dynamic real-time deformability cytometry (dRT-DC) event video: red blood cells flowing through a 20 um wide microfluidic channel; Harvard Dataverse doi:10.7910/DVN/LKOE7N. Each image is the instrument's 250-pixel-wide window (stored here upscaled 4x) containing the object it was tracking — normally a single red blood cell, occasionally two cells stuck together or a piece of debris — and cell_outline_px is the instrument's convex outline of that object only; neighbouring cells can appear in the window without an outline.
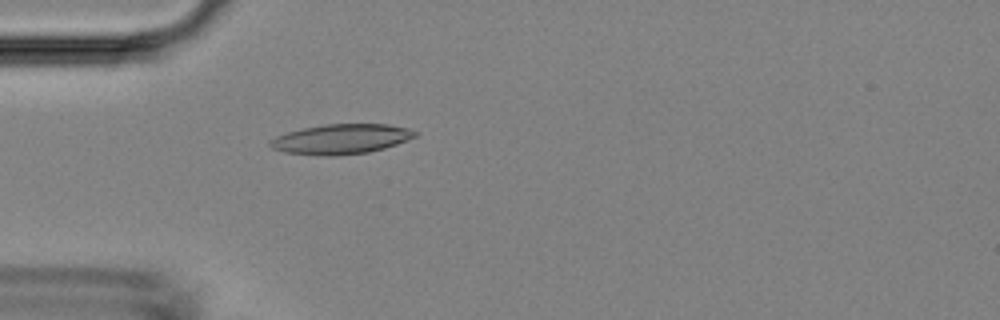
{"species": "Egyptian fruit bat (a non-hibernating species)", "species_latin": "Rousettus aegyptiacus", "temperature_condition": "room temperature", "stored_images_in_passage": 5, "camera_frame_rate_fps": 3000, "um_per_image_px": 0.085, "animal": {"sex": "female"}, "frame": {"image": 1, "passage_image": 5, "time_ms": 4.333, "image_size_px": [1000, 320], "cell_outline_px": [[416, 136], [396, 144], [384, 148], [368, 152], [336, 156], [316, 156], [284, 152], [272, 148], [268, 144], [268, 140], [276, 136], [288, 132], [304, 128], [324, 124], [388, 124], [408, 128], [416, 132]], "centroid_in_image_um": [28.94, 11.83], "position_along_channel_um": 56.1, "area_um2": 25.32}}